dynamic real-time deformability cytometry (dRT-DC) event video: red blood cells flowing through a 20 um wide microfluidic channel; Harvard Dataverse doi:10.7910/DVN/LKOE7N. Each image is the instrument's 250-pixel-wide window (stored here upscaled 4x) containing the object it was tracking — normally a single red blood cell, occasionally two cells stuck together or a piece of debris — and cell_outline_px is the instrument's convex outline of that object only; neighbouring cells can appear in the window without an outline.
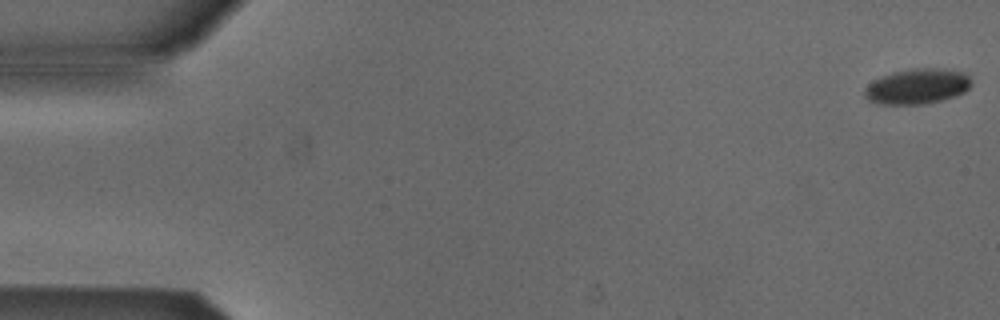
{"species": "Egyptian fruit bat (a non-hibernating species)", "species_latin": "Rousettus aegyptiacus", "temperature_condition": "cold", "stored_images_in_passage": 13, "camera_frame_rate_fps": 3000, "um_per_image_px": 0.085, "animal": {"sex": "male"}, "frame": {"image": 1, "passage_image": 1, "time_ms": 0.0, "image_size_px": [1000, 320], "cell_outline_px": [[972, 84], [964, 92], [956, 96], [940, 100], [920, 104], [880, 104], [868, 100], [864, 96], [864, 88], [868, 84], [892, 72], [916, 68], [936, 68], [964, 72], [972, 80]], "centroid_in_image_um": [77.97, 7.34], "position_along_channel_um": 7.0, "area_um2": 21.79}}